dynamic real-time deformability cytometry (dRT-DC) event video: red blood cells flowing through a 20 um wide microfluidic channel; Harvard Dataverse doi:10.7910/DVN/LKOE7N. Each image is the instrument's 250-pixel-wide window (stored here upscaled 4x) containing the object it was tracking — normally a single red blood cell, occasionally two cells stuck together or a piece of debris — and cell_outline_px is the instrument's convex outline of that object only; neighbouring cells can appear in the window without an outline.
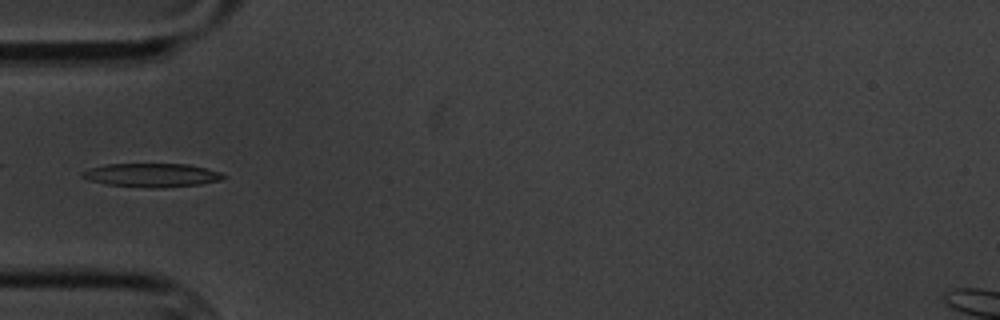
{"species": "common noctule bat (a hibernating species)", "species_latin": "Nyctalus noctula", "temperature_condition": "cold", "stored_images_in_passage": 5, "camera_frame_rate_fps": 3000, "um_per_image_px": 0.085, "animal": {"sex": "male", "body_mass_g": 20.1, "forearm_length_mm": 53.5}, "frame": {"image": 1, "passage_image": 1, "time_ms": 0.0, "image_size_px": [1000, 320], "cell_outline_px": [[224, 176], [220, 180], [200, 184], [164, 188], [148, 188], [108, 184], [92, 180], [80, 176], [80, 172], [92, 168], [108, 164], [188, 164], [220, 172]], "centroid_in_image_um": [12.9, 14.89], "position_along_channel_um": 72.1, "area_um2": 19.19}}
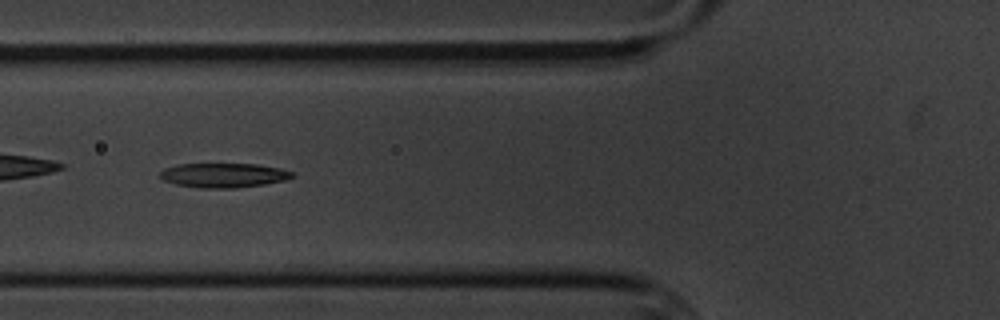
{"frame": {"image": 2, "passage_image": 2, "time_ms": 1.0, "image_size_px": [1000, 320], "cell_outline_px": [[292, 176], [284, 180], [264, 184], [236, 188], [200, 188], [176, 184], [164, 180], [160, 176], [160, 172], [164, 168], [180, 164], [256, 164], [280, 168], [292, 172]], "centroid_in_image_um": [18.98, 14.9], "position_along_channel_um": 106.8, "area_um2": 18.61}}
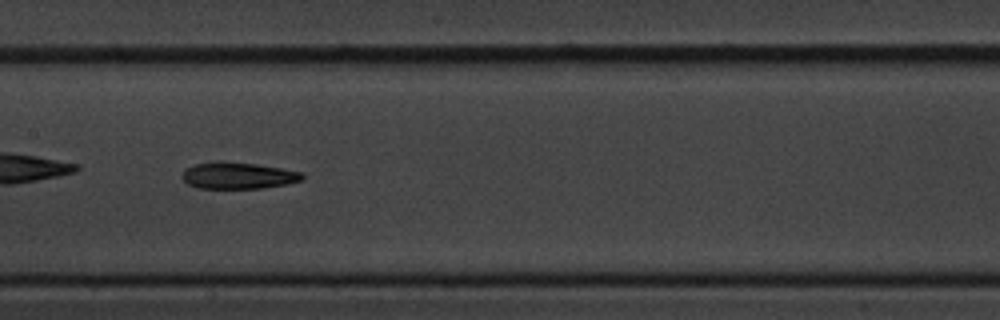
{"frame": {"image": 3, "passage_image": 4, "time_ms": 3.333, "image_size_px": [1000, 320], "cell_outline_px": [[304, 180], [288, 184], [264, 188], [196, 188], [188, 184], [180, 176], [184, 168], [196, 164], [224, 160], [256, 164], [304, 172]], "centroid_in_image_um": [20.24, 14.92], "position_along_channel_um": 187.2, "area_um2": 18.96}}